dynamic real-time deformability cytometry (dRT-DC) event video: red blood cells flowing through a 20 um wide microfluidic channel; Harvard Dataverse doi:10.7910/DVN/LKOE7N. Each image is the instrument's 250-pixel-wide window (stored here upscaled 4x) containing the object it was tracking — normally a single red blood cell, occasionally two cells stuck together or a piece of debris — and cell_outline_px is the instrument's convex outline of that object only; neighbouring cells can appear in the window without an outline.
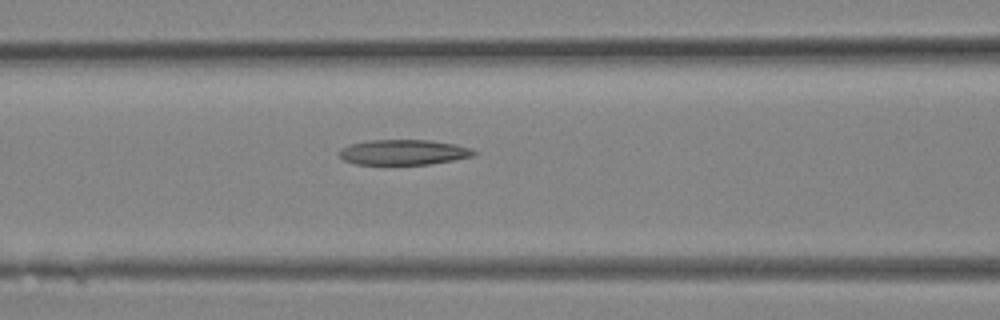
{"species": "Egyptian fruit bat (a non-hibernating species)", "species_latin": "Rousettus aegyptiacus", "temperature_condition": "room temperature", "stored_images_in_passage": 12, "camera_frame_rate_fps": 3000, "um_per_image_px": 0.085, "animal": {"sex": "female"}, "frame": {"image": 1, "passage_image": 9, "time_ms": 2.667, "image_size_px": [1000, 320], "cell_outline_px": [[476, 152], [472, 156], [432, 164], [356, 164], [344, 160], [340, 156], [340, 148], [348, 144], [368, 140], [428, 140], [456, 144], [472, 148]], "centroid_in_image_um": [34.28, 12.93], "position_along_channel_um": 132.3, "area_um2": 19.77}}